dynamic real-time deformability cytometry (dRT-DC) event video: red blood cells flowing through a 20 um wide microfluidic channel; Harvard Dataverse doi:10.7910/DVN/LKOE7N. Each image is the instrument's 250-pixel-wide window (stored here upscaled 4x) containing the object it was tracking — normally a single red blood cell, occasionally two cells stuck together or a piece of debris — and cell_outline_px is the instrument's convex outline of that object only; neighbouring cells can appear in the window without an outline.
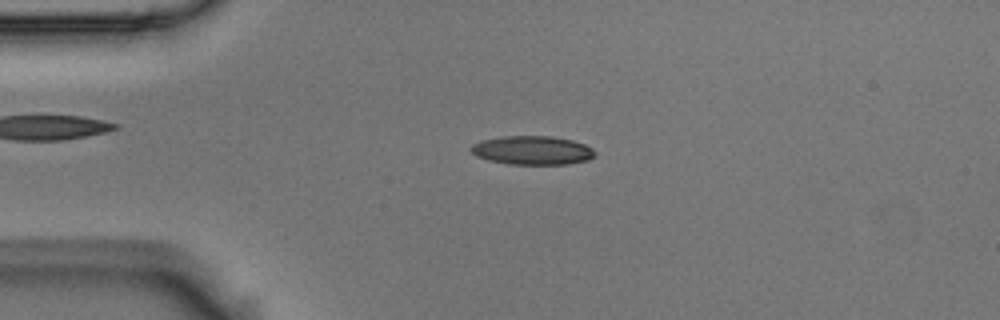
{"species": "Egyptian fruit bat (a non-hibernating species)", "species_latin": "Rousettus aegyptiacus", "temperature_condition": "room temperature", "stored_images_in_passage": 54, "camera_frame_rate_fps": 3000, "um_per_image_px": 0.085, "animal": {"sex": "male"}, "frame": {"image": 1, "passage_image": 12, "time_ms": 3.667, "image_size_px": [1000, 320], "cell_outline_px": [[596, 156], [588, 160], [568, 164], [508, 164], [488, 160], [476, 156], [468, 148], [472, 144], [480, 140], [500, 136], [552, 136], [572, 140], [584, 144], [592, 148], [596, 152]], "centroid_in_image_um": [45.23, 12.77], "position_along_channel_um": 39.8, "area_um2": 21.04}}
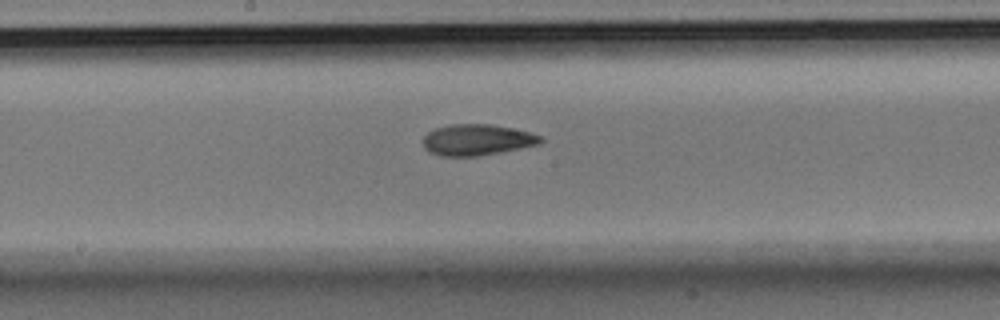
{"frame": {"image": 2, "passage_image": 28, "time_ms": 9.0, "image_size_px": [1000, 320], "cell_outline_px": [[544, 140], [540, 144], [480, 156], [440, 156], [428, 152], [424, 148], [424, 136], [428, 132], [436, 128], [452, 124], [492, 124], [512, 128], [528, 132], [540, 136]], "centroid_in_image_um": [40.53, 11.89], "position_along_channel_um": 207.7, "area_um2": 21.27}}
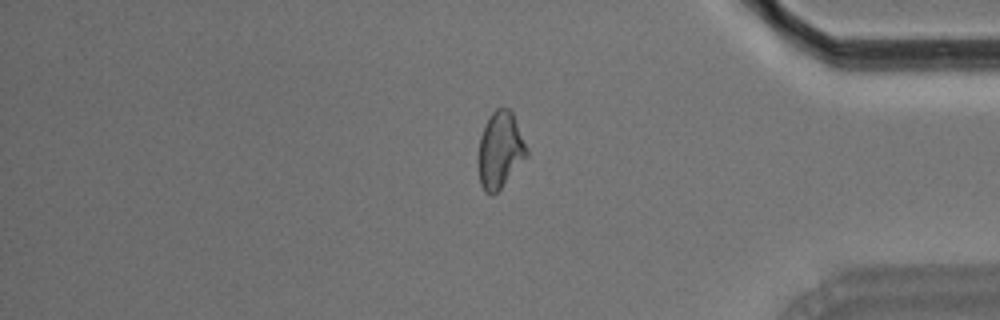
{"frame": {"image": 3, "passage_image": 45, "time_ms": 14.667, "image_size_px": [1000, 320], "cell_outline_px": [[528, 156], [500, 188], [492, 196], [484, 192], [480, 184], [476, 160], [480, 136], [492, 112], [496, 108], [508, 108], [512, 112], [528, 148]], "centroid_in_image_um": [42.48, 12.79], "position_along_channel_um": 392.7, "area_um2": 21.73}, "authors_computed_cell_mechanics": {"area_um2": 21.2993, "velocity_mm_per_s": 3.6967, "shape_relaxation_time_tau1_ms": 5.5846, "shape_relaxation_time_tau2_ms": 3.2304, "deformation_change_tau1": 0.1376, "deformation_change_tau2": 0.0981}}